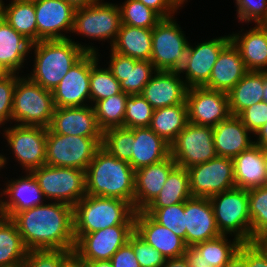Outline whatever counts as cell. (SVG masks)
<instances>
[{
    "instance_id": "11",
    "label": "cell",
    "mask_w": 267,
    "mask_h": 267,
    "mask_svg": "<svg viewBox=\"0 0 267 267\" xmlns=\"http://www.w3.org/2000/svg\"><path fill=\"white\" fill-rule=\"evenodd\" d=\"M2 129V136L7 141L6 147L12 151L21 170H25L24 173L46 164L47 128L9 124Z\"/></svg>"
},
{
    "instance_id": "39",
    "label": "cell",
    "mask_w": 267,
    "mask_h": 267,
    "mask_svg": "<svg viewBox=\"0 0 267 267\" xmlns=\"http://www.w3.org/2000/svg\"><path fill=\"white\" fill-rule=\"evenodd\" d=\"M251 242L267 237V185L248 190Z\"/></svg>"
},
{
    "instance_id": "50",
    "label": "cell",
    "mask_w": 267,
    "mask_h": 267,
    "mask_svg": "<svg viewBox=\"0 0 267 267\" xmlns=\"http://www.w3.org/2000/svg\"><path fill=\"white\" fill-rule=\"evenodd\" d=\"M238 117L244 126L255 135L267 123V102L261 101L246 108Z\"/></svg>"
},
{
    "instance_id": "18",
    "label": "cell",
    "mask_w": 267,
    "mask_h": 267,
    "mask_svg": "<svg viewBox=\"0 0 267 267\" xmlns=\"http://www.w3.org/2000/svg\"><path fill=\"white\" fill-rule=\"evenodd\" d=\"M188 122L195 125L216 126L230 115L227 93L190 87L186 93Z\"/></svg>"
},
{
    "instance_id": "5",
    "label": "cell",
    "mask_w": 267,
    "mask_h": 267,
    "mask_svg": "<svg viewBox=\"0 0 267 267\" xmlns=\"http://www.w3.org/2000/svg\"><path fill=\"white\" fill-rule=\"evenodd\" d=\"M55 110L52 91L26 75L17 79L13 93L12 123L48 128Z\"/></svg>"
},
{
    "instance_id": "40",
    "label": "cell",
    "mask_w": 267,
    "mask_h": 267,
    "mask_svg": "<svg viewBox=\"0 0 267 267\" xmlns=\"http://www.w3.org/2000/svg\"><path fill=\"white\" fill-rule=\"evenodd\" d=\"M125 92L98 101L93 107L99 128L105 131L109 128L124 127L126 100Z\"/></svg>"
},
{
    "instance_id": "32",
    "label": "cell",
    "mask_w": 267,
    "mask_h": 267,
    "mask_svg": "<svg viewBox=\"0 0 267 267\" xmlns=\"http://www.w3.org/2000/svg\"><path fill=\"white\" fill-rule=\"evenodd\" d=\"M110 49L123 56L150 61L152 28H139L121 24L119 33Z\"/></svg>"
},
{
    "instance_id": "20",
    "label": "cell",
    "mask_w": 267,
    "mask_h": 267,
    "mask_svg": "<svg viewBox=\"0 0 267 267\" xmlns=\"http://www.w3.org/2000/svg\"><path fill=\"white\" fill-rule=\"evenodd\" d=\"M48 128L53 133L62 135L88 138H102L103 135L92 105L55 108Z\"/></svg>"
},
{
    "instance_id": "13",
    "label": "cell",
    "mask_w": 267,
    "mask_h": 267,
    "mask_svg": "<svg viewBox=\"0 0 267 267\" xmlns=\"http://www.w3.org/2000/svg\"><path fill=\"white\" fill-rule=\"evenodd\" d=\"M187 170L193 197L210 198L236 187L234 161L231 158L216 156Z\"/></svg>"
},
{
    "instance_id": "31",
    "label": "cell",
    "mask_w": 267,
    "mask_h": 267,
    "mask_svg": "<svg viewBox=\"0 0 267 267\" xmlns=\"http://www.w3.org/2000/svg\"><path fill=\"white\" fill-rule=\"evenodd\" d=\"M134 137L132 159L129 161L134 170L162 161L170 155V144L149 127L134 128Z\"/></svg>"
},
{
    "instance_id": "8",
    "label": "cell",
    "mask_w": 267,
    "mask_h": 267,
    "mask_svg": "<svg viewBox=\"0 0 267 267\" xmlns=\"http://www.w3.org/2000/svg\"><path fill=\"white\" fill-rule=\"evenodd\" d=\"M176 20L163 18L152 28L150 61L156 71L179 72L185 62L189 41Z\"/></svg>"
},
{
    "instance_id": "58",
    "label": "cell",
    "mask_w": 267,
    "mask_h": 267,
    "mask_svg": "<svg viewBox=\"0 0 267 267\" xmlns=\"http://www.w3.org/2000/svg\"><path fill=\"white\" fill-rule=\"evenodd\" d=\"M163 267H189V264L184 256L178 258H168Z\"/></svg>"
},
{
    "instance_id": "9",
    "label": "cell",
    "mask_w": 267,
    "mask_h": 267,
    "mask_svg": "<svg viewBox=\"0 0 267 267\" xmlns=\"http://www.w3.org/2000/svg\"><path fill=\"white\" fill-rule=\"evenodd\" d=\"M32 173L48 201L63 202L73 207L86 195L83 170L45 164Z\"/></svg>"
},
{
    "instance_id": "16",
    "label": "cell",
    "mask_w": 267,
    "mask_h": 267,
    "mask_svg": "<svg viewBox=\"0 0 267 267\" xmlns=\"http://www.w3.org/2000/svg\"><path fill=\"white\" fill-rule=\"evenodd\" d=\"M134 231L135 225H115L82 234L75 240L73 251L84 261L110 260Z\"/></svg>"
},
{
    "instance_id": "42",
    "label": "cell",
    "mask_w": 267,
    "mask_h": 267,
    "mask_svg": "<svg viewBox=\"0 0 267 267\" xmlns=\"http://www.w3.org/2000/svg\"><path fill=\"white\" fill-rule=\"evenodd\" d=\"M99 61L91 68L90 73V105L122 92L120 82L111 71L99 65Z\"/></svg>"
},
{
    "instance_id": "34",
    "label": "cell",
    "mask_w": 267,
    "mask_h": 267,
    "mask_svg": "<svg viewBox=\"0 0 267 267\" xmlns=\"http://www.w3.org/2000/svg\"><path fill=\"white\" fill-rule=\"evenodd\" d=\"M7 5L1 0L0 15L18 33L32 43L37 42V23L32 0H9Z\"/></svg>"
},
{
    "instance_id": "61",
    "label": "cell",
    "mask_w": 267,
    "mask_h": 267,
    "mask_svg": "<svg viewBox=\"0 0 267 267\" xmlns=\"http://www.w3.org/2000/svg\"><path fill=\"white\" fill-rule=\"evenodd\" d=\"M9 74L10 72L2 64H0V80L4 79Z\"/></svg>"
},
{
    "instance_id": "38",
    "label": "cell",
    "mask_w": 267,
    "mask_h": 267,
    "mask_svg": "<svg viewBox=\"0 0 267 267\" xmlns=\"http://www.w3.org/2000/svg\"><path fill=\"white\" fill-rule=\"evenodd\" d=\"M229 235H220L216 238L200 242L194 246L201 255L214 267H224L230 258L239 249L242 242L236 237L230 240Z\"/></svg>"
},
{
    "instance_id": "26",
    "label": "cell",
    "mask_w": 267,
    "mask_h": 267,
    "mask_svg": "<svg viewBox=\"0 0 267 267\" xmlns=\"http://www.w3.org/2000/svg\"><path fill=\"white\" fill-rule=\"evenodd\" d=\"M253 137L241 119L235 115H230L213 127V142L217 156L234 159L255 144Z\"/></svg>"
},
{
    "instance_id": "6",
    "label": "cell",
    "mask_w": 267,
    "mask_h": 267,
    "mask_svg": "<svg viewBox=\"0 0 267 267\" xmlns=\"http://www.w3.org/2000/svg\"><path fill=\"white\" fill-rule=\"evenodd\" d=\"M209 200L220 234L236 237L242 243L251 242L248 190L235 187L215 194Z\"/></svg>"
},
{
    "instance_id": "4",
    "label": "cell",
    "mask_w": 267,
    "mask_h": 267,
    "mask_svg": "<svg viewBox=\"0 0 267 267\" xmlns=\"http://www.w3.org/2000/svg\"><path fill=\"white\" fill-rule=\"evenodd\" d=\"M135 210L124 200L86 194L73 206L74 237L115 225H135Z\"/></svg>"
},
{
    "instance_id": "17",
    "label": "cell",
    "mask_w": 267,
    "mask_h": 267,
    "mask_svg": "<svg viewBox=\"0 0 267 267\" xmlns=\"http://www.w3.org/2000/svg\"><path fill=\"white\" fill-rule=\"evenodd\" d=\"M34 2L37 42L70 39L75 8L65 0H32ZM64 32V33H63Z\"/></svg>"
},
{
    "instance_id": "49",
    "label": "cell",
    "mask_w": 267,
    "mask_h": 267,
    "mask_svg": "<svg viewBox=\"0 0 267 267\" xmlns=\"http://www.w3.org/2000/svg\"><path fill=\"white\" fill-rule=\"evenodd\" d=\"M22 74L10 73L0 80V128L10 122L12 124L13 93L17 79Z\"/></svg>"
},
{
    "instance_id": "27",
    "label": "cell",
    "mask_w": 267,
    "mask_h": 267,
    "mask_svg": "<svg viewBox=\"0 0 267 267\" xmlns=\"http://www.w3.org/2000/svg\"><path fill=\"white\" fill-rule=\"evenodd\" d=\"M242 31L244 28L232 32L230 40L239 50L247 70L267 72V28L263 24H255L245 33Z\"/></svg>"
},
{
    "instance_id": "10",
    "label": "cell",
    "mask_w": 267,
    "mask_h": 267,
    "mask_svg": "<svg viewBox=\"0 0 267 267\" xmlns=\"http://www.w3.org/2000/svg\"><path fill=\"white\" fill-rule=\"evenodd\" d=\"M121 24V12L118 4L100 0L90 6L75 9L72 33L91 40H98V42L110 41L111 47Z\"/></svg>"
},
{
    "instance_id": "23",
    "label": "cell",
    "mask_w": 267,
    "mask_h": 267,
    "mask_svg": "<svg viewBox=\"0 0 267 267\" xmlns=\"http://www.w3.org/2000/svg\"><path fill=\"white\" fill-rule=\"evenodd\" d=\"M135 232L166 259L184 256L186 252L183 238L160 225L143 210L135 212Z\"/></svg>"
},
{
    "instance_id": "36",
    "label": "cell",
    "mask_w": 267,
    "mask_h": 267,
    "mask_svg": "<svg viewBox=\"0 0 267 267\" xmlns=\"http://www.w3.org/2000/svg\"><path fill=\"white\" fill-rule=\"evenodd\" d=\"M188 123L187 104L167 106L153 111L149 128L171 144Z\"/></svg>"
},
{
    "instance_id": "24",
    "label": "cell",
    "mask_w": 267,
    "mask_h": 267,
    "mask_svg": "<svg viewBox=\"0 0 267 267\" xmlns=\"http://www.w3.org/2000/svg\"><path fill=\"white\" fill-rule=\"evenodd\" d=\"M188 87L177 71H156L142 90L145 100L159 109L186 101Z\"/></svg>"
},
{
    "instance_id": "45",
    "label": "cell",
    "mask_w": 267,
    "mask_h": 267,
    "mask_svg": "<svg viewBox=\"0 0 267 267\" xmlns=\"http://www.w3.org/2000/svg\"><path fill=\"white\" fill-rule=\"evenodd\" d=\"M153 111V107L142 95H129L126 100L124 127L130 129L149 127Z\"/></svg>"
},
{
    "instance_id": "48",
    "label": "cell",
    "mask_w": 267,
    "mask_h": 267,
    "mask_svg": "<svg viewBox=\"0 0 267 267\" xmlns=\"http://www.w3.org/2000/svg\"><path fill=\"white\" fill-rule=\"evenodd\" d=\"M73 250H31L22 267H61L62 261Z\"/></svg>"
},
{
    "instance_id": "54",
    "label": "cell",
    "mask_w": 267,
    "mask_h": 267,
    "mask_svg": "<svg viewBox=\"0 0 267 267\" xmlns=\"http://www.w3.org/2000/svg\"><path fill=\"white\" fill-rule=\"evenodd\" d=\"M184 257L186 258L189 267H214L203 258L200 251L195 246H187Z\"/></svg>"
},
{
    "instance_id": "55",
    "label": "cell",
    "mask_w": 267,
    "mask_h": 267,
    "mask_svg": "<svg viewBox=\"0 0 267 267\" xmlns=\"http://www.w3.org/2000/svg\"><path fill=\"white\" fill-rule=\"evenodd\" d=\"M61 267H86L85 261L72 251L63 261Z\"/></svg>"
},
{
    "instance_id": "2",
    "label": "cell",
    "mask_w": 267,
    "mask_h": 267,
    "mask_svg": "<svg viewBox=\"0 0 267 267\" xmlns=\"http://www.w3.org/2000/svg\"><path fill=\"white\" fill-rule=\"evenodd\" d=\"M85 44V45H84ZM71 39L43 40L32 43V72L24 74L43 89L53 91L62 78L87 52L99 53L96 46Z\"/></svg>"
},
{
    "instance_id": "66",
    "label": "cell",
    "mask_w": 267,
    "mask_h": 267,
    "mask_svg": "<svg viewBox=\"0 0 267 267\" xmlns=\"http://www.w3.org/2000/svg\"><path fill=\"white\" fill-rule=\"evenodd\" d=\"M263 25L267 28V19L263 22Z\"/></svg>"
},
{
    "instance_id": "7",
    "label": "cell",
    "mask_w": 267,
    "mask_h": 267,
    "mask_svg": "<svg viewBox=\"0 0 267 267\" xmlns=\"http://www.w3.org/2000/svg\"><path fill=\"white\" fill-rule=\"evenodd\" d=\"M102 138H88L53 133L47 128L46 164L86 171Z\"/></svg>"
},
{
    "instance_id": "1",
    "label": "cell",
    "mask_w": 267,
    "mask_h": 267,
    "mask_svg": "<svg viewBox=\"0 0 267 267\" xmlns=\"http://www.w3.org/2000/svg\"><path fill=\"white\" fill-rule=\"evenodd\" d=\"M12 220L28 251L74 250L73 207L69 204L45 201L17 213Z\"/></svg>"
},
{
    "instance_id": "14",
    "label": "cell",
    "mask_w": 267,
    "mask_h": 267,
    "mask_svg": "<svg viewBox=\"0 0 267 267\" xmlns=\"http://www.w3.org/2000/svg\"><path fill=\"white\" fill-rule=\"evenodd\" d=\"M100 54L87 52L75 63L52 91L55 108L90 105L91 68L100 61Z\"/></svg>"
},
{
    "instance_id": "28",
    "label": "cell",
    "mask_w": 267,
    "mask_h": 267,
    "mask_svg": "<svg viewBox=\"0 0 267 267\" xmlns=\"http://www.w3.org/2000/svg\"><path fill=\"white\" fill-rule=\"evenodd\" d=\"M247 72L239 50L230 42L220 52L211 76L203 87L228 93Z\"/></svg>"
},
{
    "instance_id": "60",
    "label": "cell",
    "mask_w": 267,
    "mask_h": 267,
    "mask_svg": "<svg viewBox=\"0 0 267 267\" xmlns=\"http://www.w3.org/2000/svg\"><path fill=\"white\" fill-rule=\"evenodd\" d=\"M86 267H112L110 260L85 261Z\"/></svg>"
},
{
    "instance_id": "59",
    "label": "cell",
    "mask_w": 267,
    "mask_h": 267,
    "mask_svg": "<svg viewBox=\"0 0 267 267\" xmlns=\"http://www.w3.org/2000/svg\"><path fill=\"white\" fill-rule=\"evenodd\" d=\"M69 4H71L75 9L80 7H87L92 4L97 3L100 0H65Z\"/></svg>"
},
{
    "instance_id": "52",
    "label": "cell",
    "mask_w": 267,
    "mask_h": 267,
    "mask_svg": "<svg viewBox=\"0 0 267 267\" xmlns=\"http://www.w3.org/2000/svg\"><path fill=\"white\" fill-rule=\"evenodd\" d=\"M156 11L162 18L174 17L184 6L178 0H138Z\"/></svg>"
},
{
    "instance_id": "30",
    "label": "cell",
    "mask_w": 267,
    "mask_h": 267,
    "mask_svg": "<svg viewBox=\"0 0 267 267\" xmlns=\"http://www.w3.org/2000/svg\"><path fill=\"white\" fill-rule=\"evenodd\" d=\"M31 46L32 42L18 33L0 15V64L10 73H22V68L27 63L26 58L32 54Z\"/></svg>"
},
{
    "instance_id": "3",
    "label": "cell",
    "mask_w": 267,
    "mask_h": 267,
    "mask_svg": "<svg viewBox=\"0 0 267 267\" xmlns=\"http://www.w3.org/2000/svg\"><path fill=\"white\" fill-rule=\"evenodd\" d=\"M134 178L135 170L129 162L101 147L85 171L86 194L121 199L134 208Z\"/></svg>"
},
{
    "instance_id": "65",
    "label": "cell",
    "mask_w": 267,
    "mask_h": 267,
    "mask_svg": "<svg viewBox=\"0 0 267 267\" xmlns=\"http://www.w3.org/2000/svg\"><path fill=\"white\" fill-rule=\"evenodd\" d=\"M182 5H184L188 0H178Z\"/></svg>"
},
{
    "instance_id": "41",
    "label": "cell",
    "mask_w": 267,
    "mask_h": 267,
    "mask_svg": "<svg viewBox=\"0 0 267 267\" xmlns=\"http://www.w3.org/2000/svg\"><path fill=\"white\" fill-rule=\"evenodd\" d=\"M134 141V128L114 127L103 131L101 147L117 159L129 162Z\"/></svg>"
},
{
    "instance_id": "33",
    "label": "cell",
    "mask_w": 267,
    "mask_h": 267,
    "mask_svg": "<svg viewBox=\"0 0 267 267\" xmlns=\"http://www.w3.org/2000/svg\"><path fill=\"white\" fill-rule=\"evenodd\" d=\"M265 72L248 71L227 93L231 115L238 116L246 108L263 101Z\"/></svg>"
},
{
    "instance_id": "47",
    "label": "cell",
    "mask_w": 267,
    "mask_h": 267,
    "mask_svg": "<svg viewBox=\"0 0 267 267\" xmlns=\"http://www.w3.org/2000/svg\"><path fill=\"white\" fill-rule=\"evenodd\" d=\"M238 23L263 24L267 19V0H234Z\"/></svg>"
},
{
    "instance_id": "56",
    "label": "cell",
    "mask_w": 267,
    "mask_h": 267,
    "mask_svg": "<svg viewBox=\"0 0 267 267\" xmlns=\"http://www.w3.org/2000/svg\"><path fill=\"white\" fill-rule=\"evenodd\" d=\"M224 267H247L246 256L238 249Z\"/></svg>"
},
{
    "instance_id": "64",
    "label": "cell",
    "mask_w": 267,
    "mask_h": 267,
    "mask_svg": "<svg viewBox=\"0 0 267 267\" xmlns=\"http://www.w3.org/2000/svg\"><path fill=\"white\" fill-rule=\"evenodd\" d=\"M264 159H265V166H266V172H267V148H264Z\"/></svg>"
},
{
    "instance_id": "44",
    "label": "cell",
    "mask_w": 267,
    "mask_h": 267,
    "mask_svg": "<svg viewBox=\"0 0 267 267\" xmlns=\"http://www.w3.org/2000/svg\"><path fill=\"white\" fill-rule=\"evenodd\" d=\"M143 211L160 225L167 227L173 233L183 238L186 243L184 202L165 208H145Z\"/></svg>"
},
{
    "instance_id": "12",
    "label": "cell",
    "mask_w": 267,
    "mask_h": 267,
    "mask_svg": "<svg viewBox=\"0 0 267 267\" xmlns=\"http://www.w3.org/2000/svg\"><path fill=\"white\" fill-rule=\"evenodd\" d=\"M170 156L177 166L186 169L215 158L213 127L188 122L170 144Z\"/></svg>"
},
{
    "instance_id": "25",
    "label": "cell",
    "mask_w": 267,
    "mask_h": 267,
    "mask_svg": "<svg viewBox=\"0 0 267 267\" xmlns=\"http://www.w3.org/2000/svg\"><path fill=\"white\" fill-rule=\"evenodd\" d=\"M177 166L169 155L166 159L135 170L134 210H144L159 194L169 173Z\"/></svg>"
},
{
    "instance_id": "57",
    "label": "cell",
    "mask_w": 267,
    "mask_h": 267,
    "mask_svg": "<svg viewBox=\"0 0 267 267\" xmlns=\"http://www.w3.org/2000/svg\"><path fill=\"white\" fill-rule=\"evenodd\" d=\"M254 143L261 148H267V123L264 124L254 135Z\"/></svg>"
},
{
    "instance_id": "67",
    "label": "cell",
    "mask_w": 267,
    "mask_h": 267,
    "mask_svg": "<svg viewBox=\"0 0 267 267\" xmlns=\"http://www.w3.org/2000/svg\"><path fill=\"white\" fill-rule=\"evenodd\" d=\"M263 243L267 246V237L263 240Z\"/></svg>"
},
{
    "instance_id": "15",
    "label": "cell",
    "mask_w": 267,
    "mask_h": 267,
    "mask_svg": "<svg viewBox=\"0 0 267 267\" xmlns=\"http://www.w3.org/2000/svg\"><path fill=\"white\" fill-rule=\"evenodd\" d=\"M230 42V34L203 41L195 47L189 42L185 62L179 71L188 88L203 87L208 82L220 52Z\"/></svg>"
},
{
    "instance_id": "21",
    "label": "cell",
    "mask_w": 267,
    "mask_h": 267,
    "mask_svg": "<svg viewBox=\"0 0 267 267\" xmlns=\"http://www.w3.org/2000/svg\"><path fill=\"white\" fill-rule=\"evenodd\" d=\"M106 62L112 75L120 82L121 90L128 95L141 94L156 69L151 61L123 56L110 49Z\"/></svg>"
},
{
    "instance_id": "46",
    "label": "cell",
    "mask_w": 267,
    "mask_h": 267,
    "mask_svg": "<svg viewBox=\"0 0 267 267\" xmlns=\"http://www.w3.org/2000/svg\"><path fill=\"white\" fill-rule=\"evenodd\" d=\"M128 243L132 246L141 267H163L166 262L165 256L149 245L135 231L130 235Z\"/></svg>"
},
{
    "instance_id": "43",
    "label": "cell",
    "mask_w": 267,
    "mask_h": 267,
    "mask_svg": "<svg viewBox=\"0 0 267 267\" xmlns=\"http://www.w3.org/2000/svg\"><path fill=\"white\" fill-rule=\"evenodd\" d=\"M118 4L121 12V23L139 28H153L163 18L153 9L138 0H124Z\"/></svg>"
},
{
    "instance_id": "29",
    "label": "cell",
    "mask_w": 267,
    "mask_h": 267,
    "mask_svg": "<svg viewBox=\"0 0 267 267\" xmlns=\"http://www.w3.org/2000/svg\"><path fill=\"white\" fill-rule=\"evenodd\" d=\"M233 161L236 188L249 190L267 185L264 148L254 144L237 155Z\"/></svg>"
},
{
    "instance_id": "37",
    "label": "cell",
    "mask_w": 267,
    "mask_h": 267,
    "mask_svg": "<svg viewBox=\"0 0 267 267\" xmlns=\"http://www.w3.org/2000/svg\"><path fill=\"white\" fill-rule=\"evenodd\" d=\"M188 170L176 166L168 175L159 194L146 208H165L192 198Z\"/></svg>"
},
{
    "instance_id": "62",
    "label": "cell",
    "mask_w": 267,
    "mask_h": 267,
    "mask_svg": "<svg viewBox=\"0 0 267 267\" xmlns=\"http://www.w3.org/2000/svg\"><path fill=\"white\" fill-rule=\"evenodd\" d=\"M7 159H8V161L10 160L8 157L4 156L3 153H2V154L0 153V171H1V169H3V168L6 166V164L8 163Z\"/></svg>"
},
{
    "instance_id": "51",
    "label": "cell",
    "mask_w": 267,
    "mask_h": 267,
    "mask_svg": "<svg viewBox=\"0 0 267 267\" xmlns=\"http://www.w3.org/2000/svg\"><path fill=\"white\" fill-rule=\"evenodd\" d=\"M239 250L246 256L247 267H267V246L263 241L242 243Z\"/></svg>"
},
{
    "instance_id": "22",
    "label": "cell",
    "mask_w": 267,
    "mask_h": 267,
    "mask_svg": "<svg viewBox=\"0 0 267 267\" xmlns=\"http://www.w3.org/2000/svg\"><path fill=\"white\" fill-rule=\"evenodd\" d=\"M184 215L187 246H194L221 235L209 198L192 197L186 200Z\"/></svg>"
},
{
    "instance_id": "35",
    "label": "cell",
    "mask_w": 267,
    "mask_h": 267,
    "mask_svg": "<svg viewBox=\"0 0 267 267\" xmlns=\"http://www.w3.org/2000/svg\"><path fill=\"white\" fill-rule=\"evenodd\" d=\"M28 249L23 243L16 223L5 216L0 218V267H22Z\"/></svg>"
},
{
    "instance_id": "63",
    "label": "cell",
    "mask_w": 267,
    "mask_h": 267,
    "mask_svg": "<svg viewBox=\"0 0 267 267\" xmlns=\"http://www.w3.org/2000/svg\"><path fill=\"white\" fill-rule=\"evenodd\" d=\"M263 101L267 102V72H265V86H264Z\"/></svg>"
},
{
    "instance_id": "53",
    "label": "cell",
    "mask_w": 267,
    "mask_h": 267,
    "mask_svg": "<svg viewBox=\"0 0 267 267\" xmlns=\"http://www.w3.org/2000/svg\"><path fill=\"white\" fill-rule=\"evenodd\" d=\"M112 267H141L132 246L127 242L110 259Z\"/></svg>"
},
{
    "instance_id": "19",
    "label": "cell",
    "mask_w": 267,
    "mask_h": 267,
    "mask_svg": "<svg viewBox=\"0 0 267 267\" xmlns=\"http://www.w3.org/2000/svg\"><path fill=\"white\" fill-rule=\"evenodd\" d=\"M0 192V213L12 219L17 213L39 206L46 201L38 181L32 172L8 179ZM5 196V197H3ZM6 198V199H5Z\"/></svg>"
}]
</instances>
